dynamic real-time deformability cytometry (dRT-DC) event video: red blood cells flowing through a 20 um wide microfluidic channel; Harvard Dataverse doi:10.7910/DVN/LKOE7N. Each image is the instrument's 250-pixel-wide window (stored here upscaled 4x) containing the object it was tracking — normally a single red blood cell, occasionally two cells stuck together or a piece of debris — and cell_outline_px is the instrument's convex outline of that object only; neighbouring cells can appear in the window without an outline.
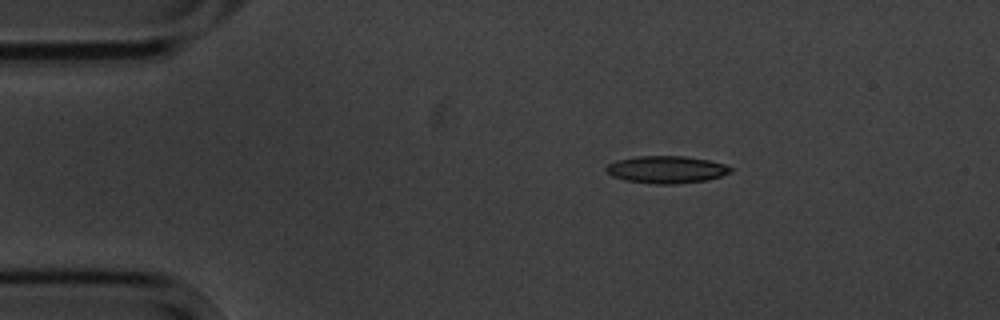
{"species": "common noctule bat (a hibernating species)", "species_latin": "Nyctalus noctula", "temperature_condition": "cold", "stored_images_in_passage": 5, "camera_frame_rate_fps": 3000, "um_per_image_px": 0.085, "animal": {"sex": "male", "body_mass_g": 20.1, "forearm_length_mm": 53.5}, "frame": {"image": 1, "passage_image": 2, "time_ms": 1.0, "image_size_px": [1000, 320], "cell_outline_px": [[732, 172], [708, 180], [676, 184], [656, 184], [624, 180], [612, 176], [604, 168], [608, 164], [616, 160], [636, 156], [684, 156], [708, 160], [724, 164], [732, 168]], "centroid_in_image_um": [56.63, 14.41], "position_along_channel_um": 28.4, "area_um2": 19.83}}
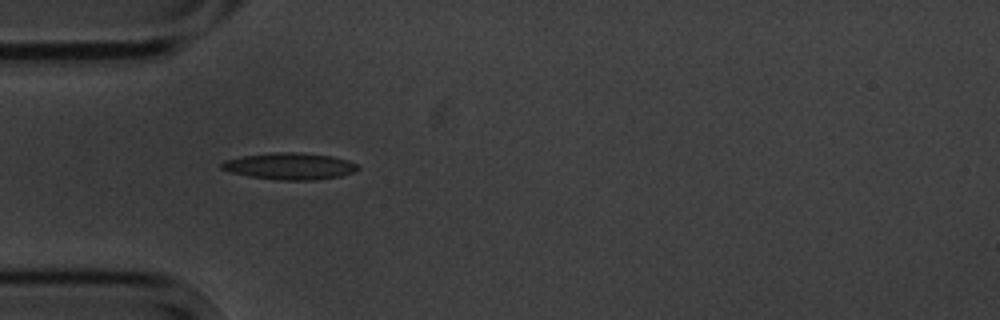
{"frame": {"image": 2, "passage_image": 4, "time_ms": 3.333, "image_size_px": [1000, 320], "cell_outline_px": [[360, 168], [352, 172], [340, 176], [316, 180], [280, 180], [248, 176], [232, 172], [220, 168], [220, 164], [224, 160], [244, 156], [272, 152], [300, 152], [332, 156], [348, 160], [360, 164]], "centroid_in_image_um": [24.66, 14.12], "position_along_channel_um": 60.3, "area_um2": 21.27}}
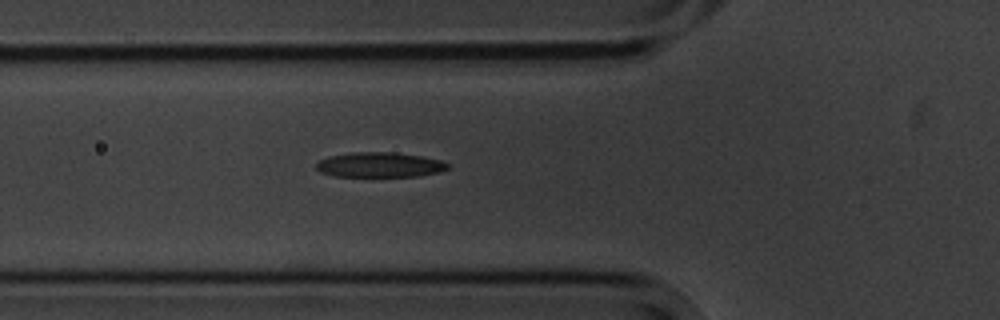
{"frame": {"image": 3, "passage_image": 5, "time_ms": 4.333, "image_size_px": [1000, 320], "cell_outline_px": [[452, 164], [448, 168], [440, 172], [420, 176], [332, 176], [320, 172], [316, 168], [316, 164], [320, 160], [328, 156], [352, 152], [392, 152], [420, 156], [440, 160]], "centroid_in_image_um": [32.28, 14.01], "position_along_channel_um": 93.5, "area_um2": 19.19}}